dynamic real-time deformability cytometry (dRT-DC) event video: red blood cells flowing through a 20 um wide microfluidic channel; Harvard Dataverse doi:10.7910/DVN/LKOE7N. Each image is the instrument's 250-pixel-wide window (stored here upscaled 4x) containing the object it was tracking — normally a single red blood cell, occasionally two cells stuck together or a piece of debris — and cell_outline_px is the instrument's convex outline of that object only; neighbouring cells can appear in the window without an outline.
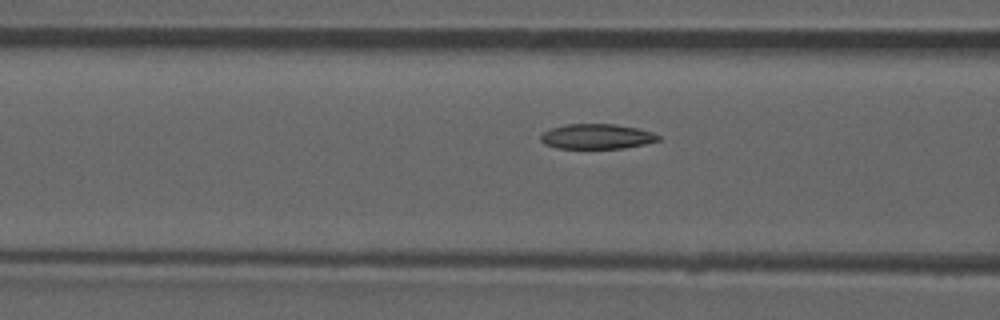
{"species": "common noctule bat (a hibernating species)", "species_latin": "Nyctalus noctula", "temperature_condition": "room temperature", "stored_images_in_passage": 36, "camera_frame_rate_fps": 3000, "um_per_image_px": 0.085, "animal": {"sex": "male", "forearm_length_mm": 52.5}, "frame": {"image": 1, "passage_image": 11, "time_ms": 3.333, "image_size_px": [1000, 320], "cell_outline_px": [[660, 140], [644, 144], [624, 148], [556, 148], [544, 144], [540, 140], [540, 136], [544, 132], [552, 128], [568, 124], [616, 124], [636, 128], [652, 132], [660, 136]], "centroid_in_image_um": [50.72, 11.6], "position_along_channel_um": 115.9, "area_um2": 17.05}, "authors_computed_cell_mechanics": {"area_um2": 17.4556, "velocity_mm_per_s": 3.8646, "shape_relaxation_time_tau1_ms": 5.6918, "shape_relaxation_time_tau2_ms": 3.8846, "deformation_change_tau1": 0.1467, "deformation_change_tau2": 0.0881}}